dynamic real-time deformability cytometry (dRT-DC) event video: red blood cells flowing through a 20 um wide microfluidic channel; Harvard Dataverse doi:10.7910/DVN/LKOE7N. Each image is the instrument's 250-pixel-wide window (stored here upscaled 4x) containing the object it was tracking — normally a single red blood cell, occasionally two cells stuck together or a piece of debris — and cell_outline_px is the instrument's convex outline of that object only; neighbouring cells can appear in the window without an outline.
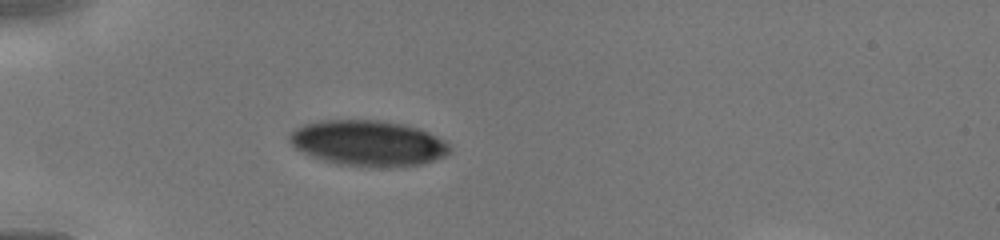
{"species": "human", "species_latin": "Homo sapiens", "temperature_condition": "cold", "stored_images_in_passage": 30, "camera_frame_rate_fps": 3000, "um_per_image_px": 0.085, "donor": {"sex": "male"}, "frame": {"image": 1, "passage_image": 1, "time_ms": 0.0, "image_size_px": [1000, 240], "cell_outline_px": [[452, 152], [444, 156], [424, 164], [336, 164], [312, 156], [296, 148], [288, 140], [288, 132], [304, 124], [320, 120], [380, 120], [408, 124], [420, 128], [444, 140], [452, 148]], "centroid_in_image_um": [31.29, 12.11], "position_along_channel_um": 53.7, "area_um2": 41.85}}
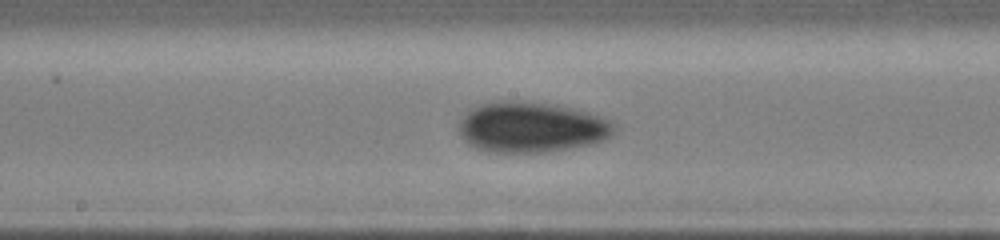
{"frame": {"image": 2, "passage_image": 18, "time_ms": 3.667, "image_size_px": [1000, 240], "cell_outline_px": [[616, 132], [604, 140], [592, 144], [548, 152], [488, 152], [476, 148], [468, 144], [460, 136], [460, 120], [472, 108], [480, 104], [492, 100], [520, 100], [556, 104], [604, 116], [616, 124]], "centroid_in_image_um": [45.2, 10.8], "position_along_channel_um": 203.0, "area_um2": 46.41}}
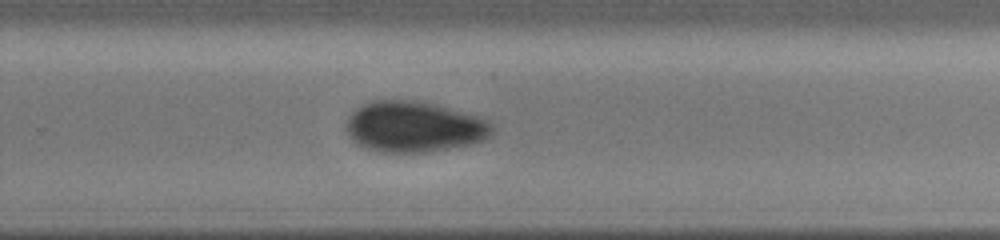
{"frame": {"image": 3, "passage_image": 29, "time_ms": 5.667, "image_size_px": [1000, 240], "cell_outline_px": [[496, 132], [484, 140], [472, 144], [428, 152], [380, 152], [356, 144], [348, 136], [344, 128], [344, 124], [348, 116], [360, 104], [372, 100], [420, 100], [436, 104], [480, 116], [492, 120]], "centroid_in_image_um": [35.22, 10.76], "position_along_channel_um": 294.6, "area_um2": 44.27}}